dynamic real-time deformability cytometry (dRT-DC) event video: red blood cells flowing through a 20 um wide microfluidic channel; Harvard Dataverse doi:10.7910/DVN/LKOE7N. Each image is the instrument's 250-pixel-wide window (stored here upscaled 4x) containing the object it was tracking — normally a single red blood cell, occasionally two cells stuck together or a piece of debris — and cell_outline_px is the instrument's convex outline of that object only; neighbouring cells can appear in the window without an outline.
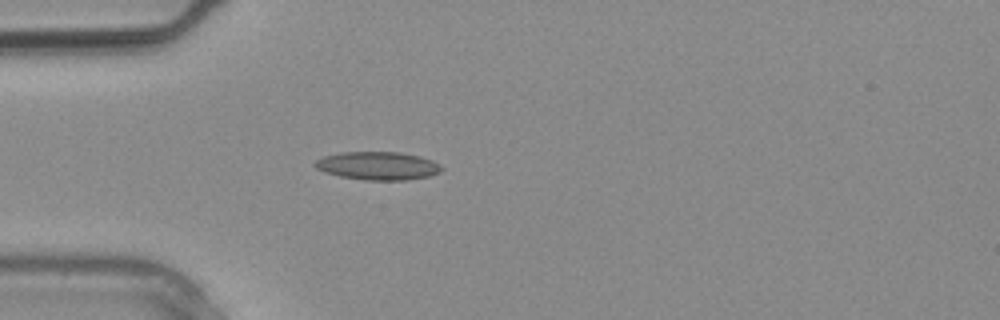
{"species": "common noctule bat (a hibernating species)", "species_latin": "Nyctalus noctula", "temperature_condition": "warm", "stored_images_in_passage": 3, "camera_frame_rate_fps": 3000, "um_per_image_px": 0.085, "animal": {"sex": "male", "body_mass_g": 20.4}, "frame": {"image": 1, "passage_image": 2, "time_ms": 0.333, "image_size_px": [1000, 320], "cell_outline_px": [[444, 168], [440, 172], [428, 176], [408, 180], [364, 180], [340, 176], [324, 172], [316, 168], [312, 164], [316, 160], [324, 156], [340, 152], [400, 152], [420, 156], [432, 160], [440, 164]], "centroid_in_image_um": [32.12, 14.09], "position_along_channel_um": 52.9, "area_um2": 20.92}}